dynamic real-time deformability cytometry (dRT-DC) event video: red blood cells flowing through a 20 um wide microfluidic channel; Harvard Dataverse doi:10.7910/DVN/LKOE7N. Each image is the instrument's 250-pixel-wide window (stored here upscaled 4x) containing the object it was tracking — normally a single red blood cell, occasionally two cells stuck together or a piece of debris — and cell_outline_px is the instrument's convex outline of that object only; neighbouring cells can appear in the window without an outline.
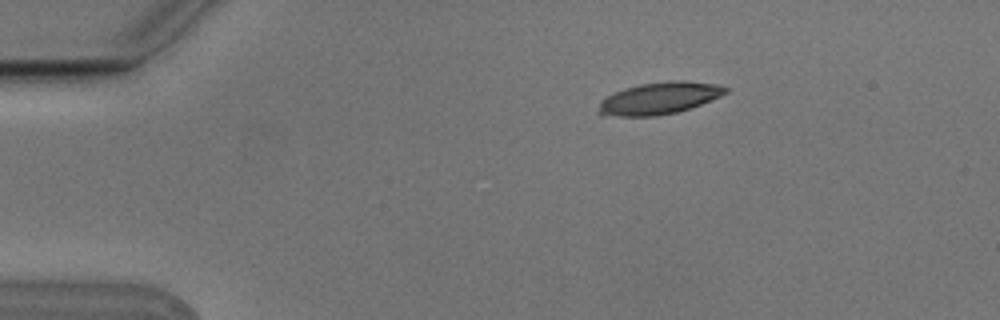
{"species": "Egyptian fruit bat (a non-hibernating species)", "species_latin": "Rousettus aegyptiacus", "temperature_condition": "cold", "stored_images_in_passage": 3, "camera_frame_rate_fps": 3000, "um_per_image_px": 0.085, "animal": {"sex": "male"}, "frame": {"image": 1, "passage_image": 1, "time_ms": 0.0, "image_size_px": [1000, 320], "cell_outline_px": [[728, 92], [720, 96], [700, 104], [676, 112], [656, 116], [600, 116], [600, 100], [624, 88], [640, 84], [668, 80], [684, 80], [716, 84], [728, 88]], "centroid_in_image_um": [56.03, 8.34], "position_along_channel_um": 29.0, "area_um2": 23.52}}